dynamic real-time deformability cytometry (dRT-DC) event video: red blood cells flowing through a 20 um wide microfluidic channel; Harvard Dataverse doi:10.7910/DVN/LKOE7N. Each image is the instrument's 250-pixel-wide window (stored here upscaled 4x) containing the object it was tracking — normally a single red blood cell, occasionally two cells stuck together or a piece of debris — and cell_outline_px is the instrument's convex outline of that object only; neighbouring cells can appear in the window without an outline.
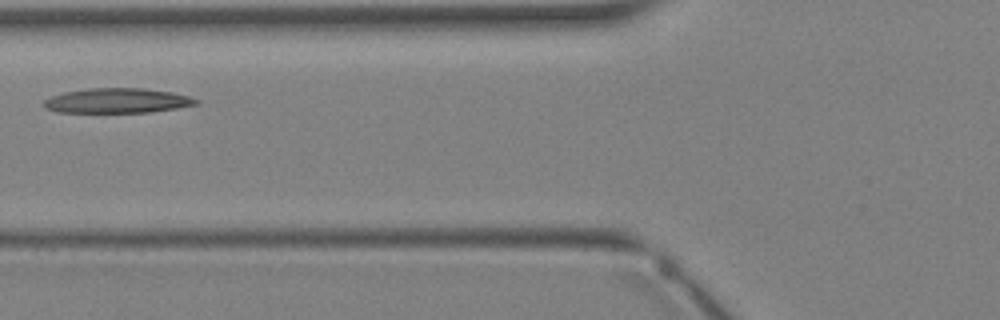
{"species": "Egyptian fruit bat (a non-hibernating species)", "species_latin": "Rousettus aegyptiacus", "temperature_condition": "warm", "stored_images_in_passage": 3, "camera_frame_rate_fps": 3000, "um_per_image_px": 0.085, "animal": {"sex": "female"}, "frame": {"image": 1, "passage_image": 2, "time_ms": 1.0, "image_size_px": [1000, 320], "cell_outline_px": [[200, 104], [152, 112], [56, 112], [44, 108], [44, 100], [52, 96], [64, 92], [88, 88], [144, 88], [172, 92], [188, 96], [200, 100]], "centroid_in_image_um": [9.99, 8.55], "position_along_channel_um": 115.8, "area_um2": 22.08}}